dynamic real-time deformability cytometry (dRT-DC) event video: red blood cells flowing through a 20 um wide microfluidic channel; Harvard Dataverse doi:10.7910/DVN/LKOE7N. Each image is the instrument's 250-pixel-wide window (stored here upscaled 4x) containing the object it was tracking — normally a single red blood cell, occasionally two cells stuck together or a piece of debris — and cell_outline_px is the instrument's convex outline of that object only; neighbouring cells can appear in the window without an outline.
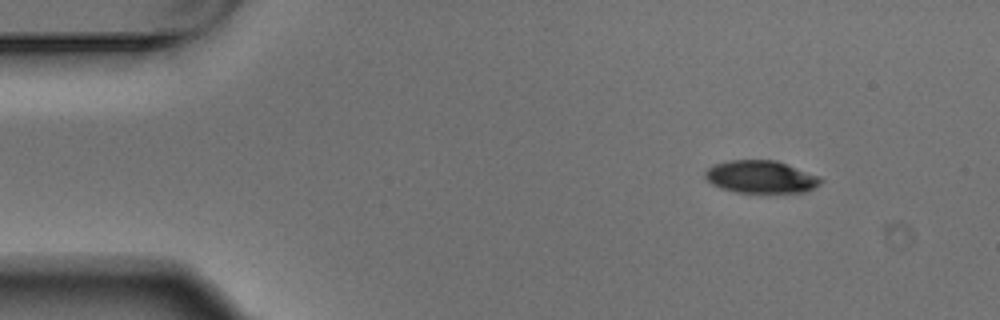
{"species": "Egyptian fruit bat (a non-hibernating species)", "species_latin": "Rousettus aegyptiacus", "temperature_condition": "warm", "stored_images_in_passage": 4, "camera_frame_rate_fps": 3000, "um_per_image_px": 0.085, "animal": {"sex": "male"}, "frame": {"image": 1, "passage_image": 1, "time_ms": 0.0, "image_size_px": [1000, 320], "cell_outline_px": [[824, 180], [820, 184], [804, 192], [736, 192], [720, 188], [712, 184], [704, 176], [704, 172], [708, 168], [716, 164], [728, 160], [776, 160], [820, 176]], "centroid_in_image_um": [64.68, 15.03], "position_along_channel_um": 20.3, "area_um2": 21.85}}
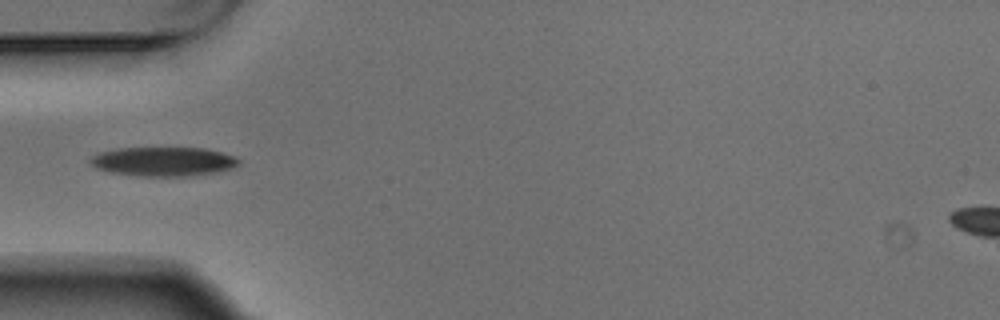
{"frame": {"image": 2, "passage_image": 4, "time_ms": 1.0, "image_size_px": [1000, 320], "cell_outline_px": [[240, 164], [232, 168], [216, 172], [188, 176], [144, 176], [108, 172], [96, 168], [88, 160], [92, 156], [100, 152], [120, 148], [204, 148], [236, 156], [240, 160]], "centroid_in_image_um": [13.9, 13.73], "position_along_channel_um": 71.1, "area_um2": 25.2}}